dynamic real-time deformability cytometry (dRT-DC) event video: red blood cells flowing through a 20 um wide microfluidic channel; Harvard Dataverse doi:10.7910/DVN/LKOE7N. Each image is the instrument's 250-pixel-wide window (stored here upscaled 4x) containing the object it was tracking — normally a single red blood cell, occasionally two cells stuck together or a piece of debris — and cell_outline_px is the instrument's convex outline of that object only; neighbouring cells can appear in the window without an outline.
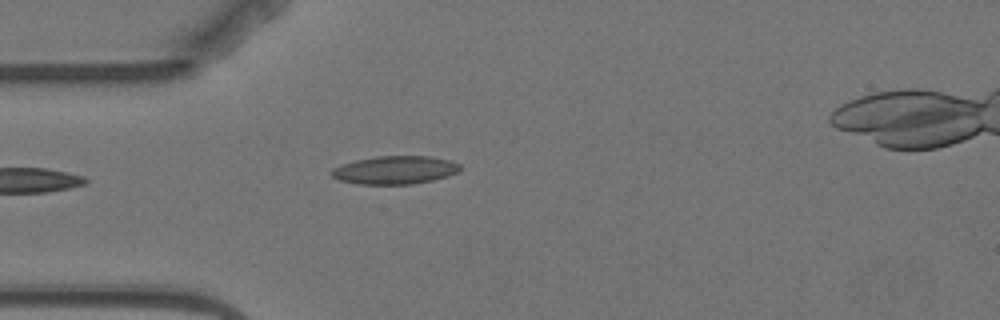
{"species": "Egyptian fruit bat (a non-hibernating species)", "species_latin": "Rousettus aegyptiacus", "temperature_condition": "warm", "stored_images_in_passage": 3, "camera_frame_rate_fps": 3000, "um_per_image_px": 0.085, "animal": {"sex": "female"}, "frame": {"image": 1, "passage_image": 3, "time_ms": 2.333, "image_size_px": [1000, 320], "cell_outline_px": [[460, 172], [448, 176], [432, 180], [412, 184], [356, 184], [340, 180], [332, 176], [328, 172], [332, 168], [340, 164], [356, 160], [376, 156], [432, 156], [448, 160], [460, 164]], "centroid_in_image_um": [33.55, 14.45], "position_along_channel_um": 51.5, "area_um2": 21.27}}